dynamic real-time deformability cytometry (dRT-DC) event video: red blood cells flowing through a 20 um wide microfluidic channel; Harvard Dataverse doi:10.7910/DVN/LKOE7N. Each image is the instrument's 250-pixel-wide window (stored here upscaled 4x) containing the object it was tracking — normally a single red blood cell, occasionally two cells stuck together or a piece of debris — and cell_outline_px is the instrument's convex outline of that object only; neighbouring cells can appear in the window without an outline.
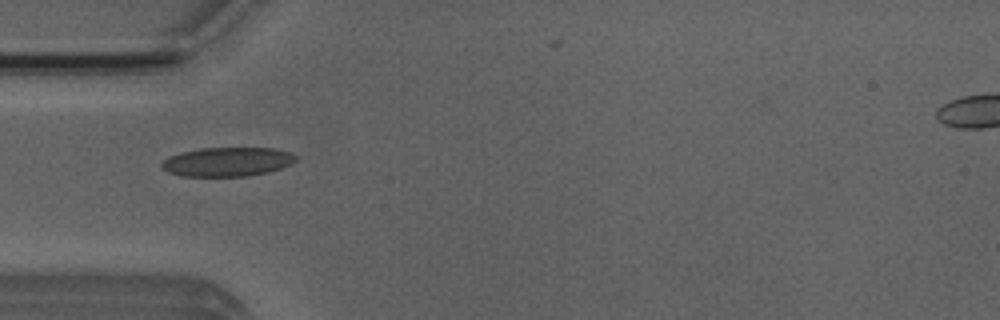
{"species": "Egyptian fruit bat (a non-hibernating species)", "species_latin": "Rousettus aegyptiacus", "temperature_condition": "room temperature", "stored_images_in_passage": 30, "camera_frame_rate_fps": 3000, "um_per_image_px": 0.085, "animal": {"sex": "male"}, "frame": {"image": 1, "passage_image": 2, "time_ms": 0.333, "image_size_px": [1000, 320], "cell_outline_px": [[296, 160], [292, 164], [268, 172], [248, 176], [180, 176], [168, 172], [160, 164], [168, 156], [180, 152], [200, 148], [276, 148], [288, 152], [296, 156]], "centroid_in_image_um": [19.31, 13.75], "position_along_channel_um": 65.7, "area_um2": 22.77}}
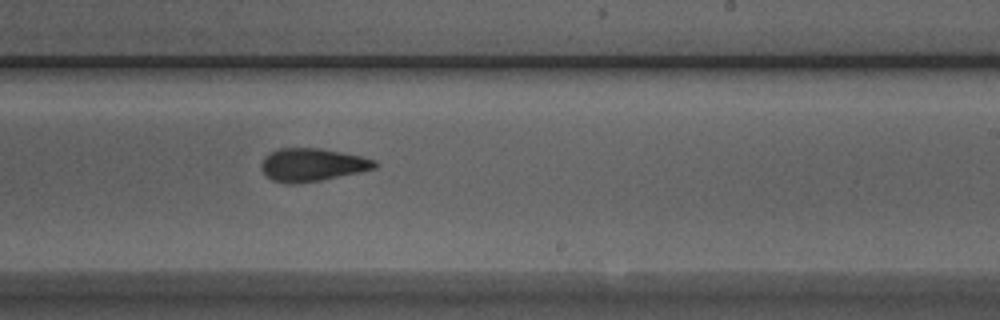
{"frame": {"image": 2, "passage_image": 17, "time_ms": 5.333, "image_size_px": [1000, 320], "cell_outline_px": [[380, 164], [376, 168], [320, 180], [292, 184], [284, 184], [272, 180], [260, 168], [260, 164], [264, 156], [280, 148], [320, 148], [360, 156], [376, 160]], "centroid_in_image_um": [26.52, 14.0], "position_along_channel_um": 262.5, "area_um2": 21.68}}
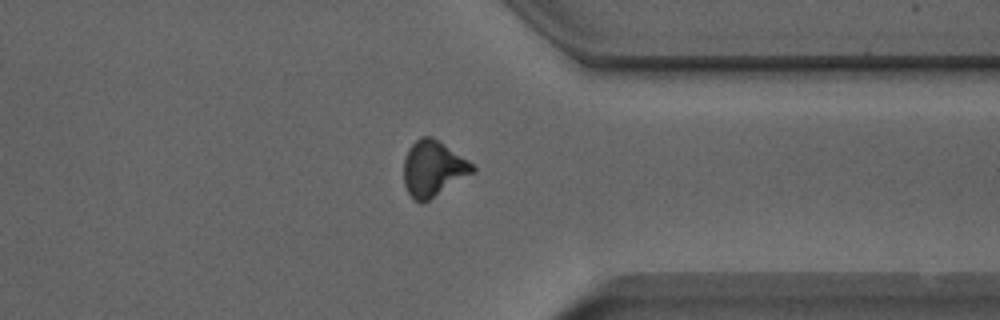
{"frame": {"image": 3, "passage_image": 26, "time_ms": 8.333, "image_size_px": [1000, 320], "cell_outline_px": [[476, 172], [428, 200], [420, 204], [408, 192], [404, 184], [404, 160], [408, 148], [420, 136], [432, 136], [468, 160], [476, 168]], "centroid_in_image_um": [36.82, 14.32], "position_along_channel_um": 374.6, "area_um2": 22.25}}